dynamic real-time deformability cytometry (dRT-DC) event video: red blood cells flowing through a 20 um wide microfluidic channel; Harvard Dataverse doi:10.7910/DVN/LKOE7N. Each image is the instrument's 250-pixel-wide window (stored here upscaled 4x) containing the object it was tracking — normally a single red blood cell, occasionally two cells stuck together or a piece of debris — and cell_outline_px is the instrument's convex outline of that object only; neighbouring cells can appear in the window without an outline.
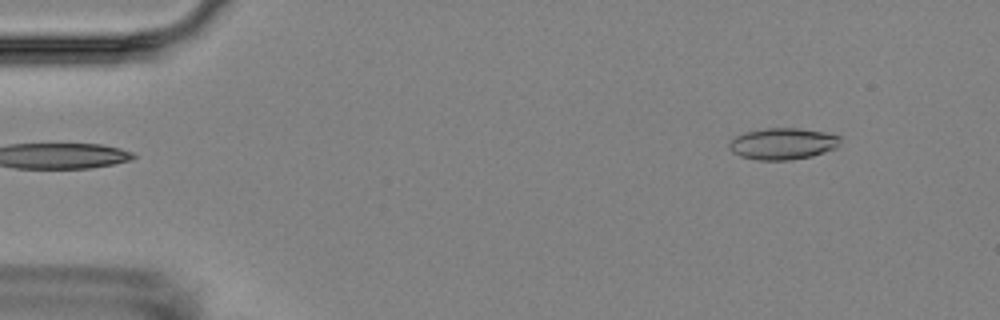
{"species": "Egyptian fruit bat (a non-hibernating species)", "species_latin": "Rousettus aegyptiacus", "temperature_condition": "room temperature", "stored_images_in_passage": 4, "camera_frame_rate_fps": 3000, "um_per_image_px": 0.085, "animal": {"sex": "female"}, "frame": {"image": 1, "passage_image": 1, "time_ms": 0.0, "image_size_px": [1000, 320], "cell_outline_px": [[840, 140], [836, 148], [812, 156], [788, 160], [760, 160], [740, 156], [732, 152], [728, 148], [728, 144], [736, 136], [744, 132], [764, 128], [796, 128], [824, 132], [840, 136]], "centroid_in_image_um": [66.51, 12.21], "position_along_channel_um": 18.5, "area_um2": 20.35}}